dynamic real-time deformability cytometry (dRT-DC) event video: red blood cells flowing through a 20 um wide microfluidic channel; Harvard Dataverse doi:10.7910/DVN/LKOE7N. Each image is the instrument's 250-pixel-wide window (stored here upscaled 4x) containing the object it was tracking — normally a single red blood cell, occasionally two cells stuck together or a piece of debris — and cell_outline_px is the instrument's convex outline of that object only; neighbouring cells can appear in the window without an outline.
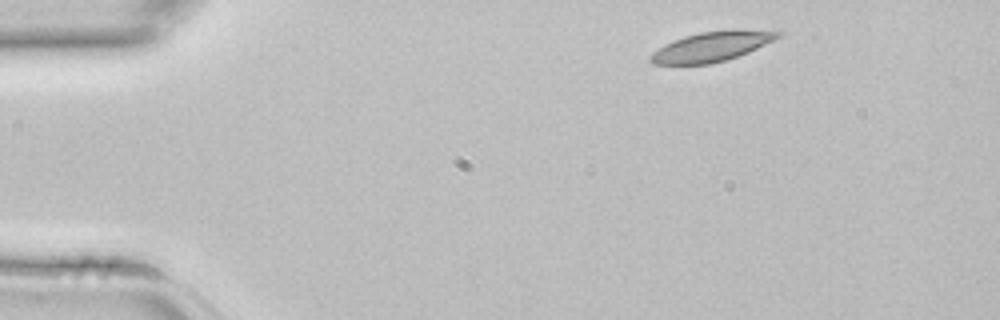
{"species": "common noctule bat (a hibernating species)", "species_latin": "Nyctalus noctula", "temperature_condition": "room temperature", "stored_images_in_passage": 3, "camera_frame_rate_fps": 3000, "um_per_image_px": 0.085, "animal": {"sex": "female", "body_mass_g": 22.7, "forearm_length_mm": 54.2}, "frame": {"image": 1, "passage_image": 1, "time_ms": 0.0, "image_size_px": [1000, 320], "cell_outline_px": [[784, 36], [748, 52], [712, 64], [652, 64], [648, 60], [648, 56], [652, 52], [664, 44], [684, 36], [700, 32], [728, 28], [736, 28], [784, 32]], "centroid_in_image_um": [60.52, 3.93], "position_along_channel_um": 24.5, "area_um2": 22.54}}
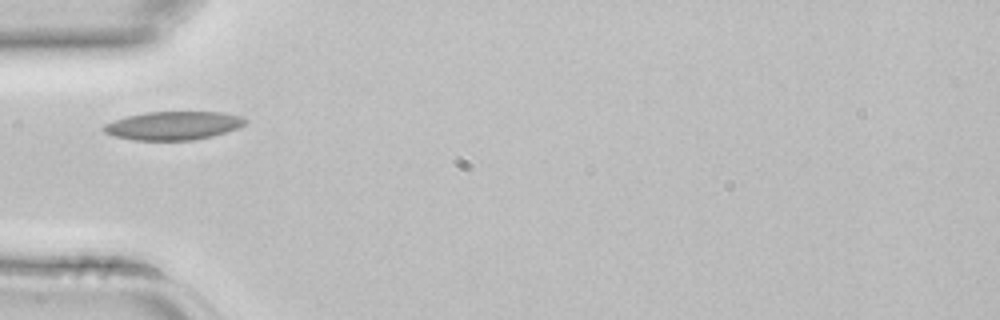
{"frame": {"image": 2, "passage_image": 3, "time_ms": 0.667, "image_size_px": [1000, 320], "cell_outline_px": [[248, 120], [244, 124], [236, 128], [212, 136], [192, 140], [132, 140], [112, 136], [104, 132], [100, 128], [104, 124], [128, 116], [148, 112], [224, 112], [240, 116]], "centroid_in_image_um": [14.69, 10.68], "position_along_channel_um": 70.3, "area_um2": 23.35}}